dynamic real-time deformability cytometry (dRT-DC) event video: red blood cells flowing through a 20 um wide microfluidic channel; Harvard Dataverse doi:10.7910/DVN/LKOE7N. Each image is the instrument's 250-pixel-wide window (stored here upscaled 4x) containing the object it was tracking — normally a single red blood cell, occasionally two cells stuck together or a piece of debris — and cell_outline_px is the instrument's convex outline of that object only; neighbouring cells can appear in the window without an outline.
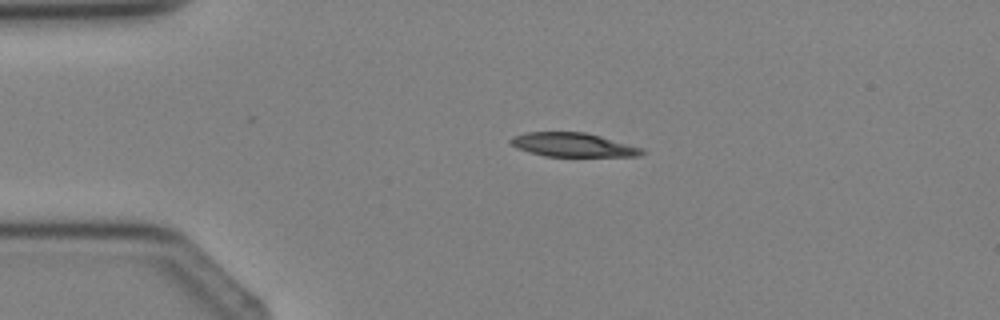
{"species": "Egyptian fruit bat (a non-hibernating species)", "species_latin": "Rousettus aegyptiacus", "temperature_condition": "cold", "stored_images_in_passage": 3, "camera_frame_rate_fps": 3000, "um_per_image_px": 0.085, "animal": {"sex": "female"}, "frame": {"image": 1, "passage_image": 2, "time_ms": 1.333, "image_size_px": [1000, 320], "cell_outline_px": [[648, 152], [640, 156], [544, 156], [516, 148], [508, 140], [512, 136], [528, 132], [584, 132], [600, 136], [644, 148]], "centroid_in_image_um": [48.73, 12.31], "position_along_channel_um": 36.3, "area_um2": 18.32}}
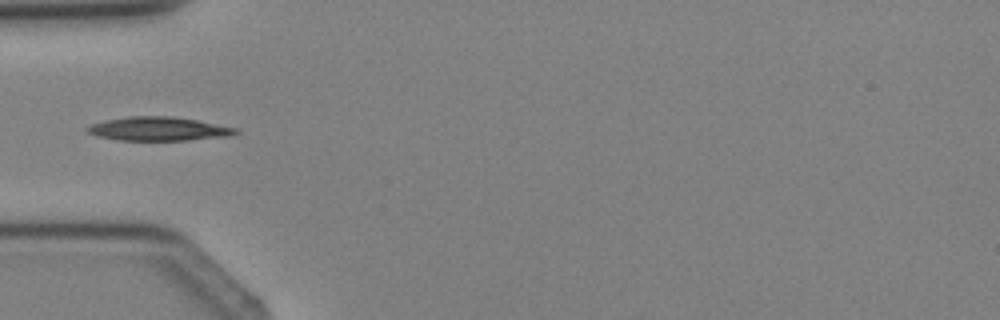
{"frame": {"image": 2, "passage_image": 3, "time_ms": 2.667, "image_size_px": [1000, 320], "cell_outline_px": [[240, 132], [232, 136], [188, 140], [120, 140], [96, 136], [88, 132], [84, 128], [92, 124], [104, 120], [128, 116], [172, 116], [196, 120], [236, 128]], "centroid_in_image_um": [13.47, 10.95], "position_along_channel_um": 71.5, "area_um2": 20.58}}